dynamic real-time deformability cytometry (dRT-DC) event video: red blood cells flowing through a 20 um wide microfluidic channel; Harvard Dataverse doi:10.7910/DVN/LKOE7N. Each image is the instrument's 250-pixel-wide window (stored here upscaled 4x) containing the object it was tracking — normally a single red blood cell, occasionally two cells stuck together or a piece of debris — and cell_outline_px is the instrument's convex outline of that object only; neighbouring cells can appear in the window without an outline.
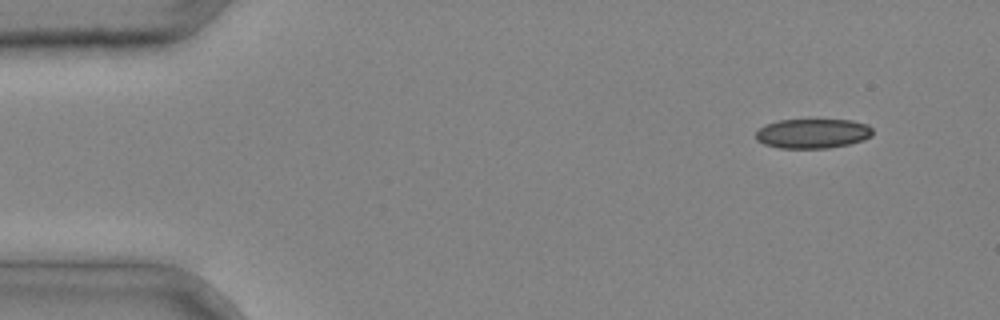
{"species": "common noctule bat (a hibernating species)", "species_latin": "Nyctalus noctula", "temperature_condition": "cold", "stored_images_in_passage": 3, "camera_frame_rate_fps": 3000, "um_per_image_px": 0.085, "animal": {"sex": "male", "body_mass_g": 20.4}, "frame": {"image": 1, "passage_image": 1, "time_ms": 0.0, "image_size_px": [1000, 320], "cell_outline_px": [[872, 136], [864, 140], [848, 144], [828, 148], [780, 148], [764, 144], [756, 140], [756, 132], [764, 124], [780, 120], [852, 120], [868, 124], [872, 128]], "centroid_in_image_um": [69.08, 11.34], "position_along_channel_um": 15.9, "area_um2": 20.23}}
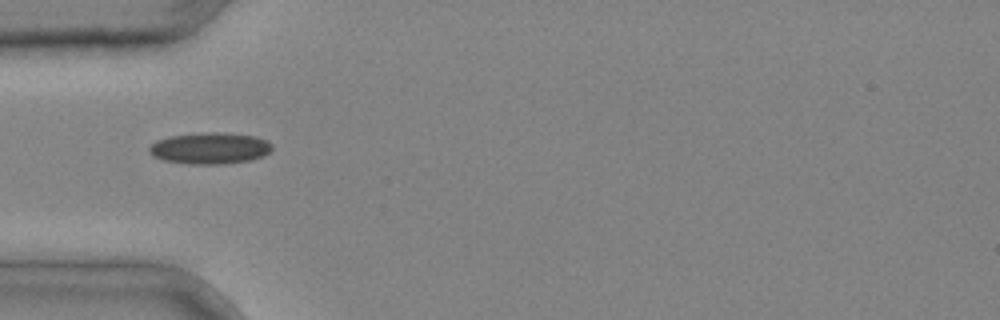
{"frame": {"image": 2, "passage_image": 3, "time_ms": 0.667, "image_size_px": [1000, 320], "cell_outline_px": [[272, 148], [264, 156], [252, 160], [224, 164], [188, 164], [164, 160], [152, 156], [148, 152], [148, 148], [156, 140], [172, 136], [208, 132], [220, 132], [256, 136], [268, 140], [272, 144]], "centroid_in_image_um": [17.86, 12.6], "position_along_channel_um": 67.1, "area_um2": 22.66}}